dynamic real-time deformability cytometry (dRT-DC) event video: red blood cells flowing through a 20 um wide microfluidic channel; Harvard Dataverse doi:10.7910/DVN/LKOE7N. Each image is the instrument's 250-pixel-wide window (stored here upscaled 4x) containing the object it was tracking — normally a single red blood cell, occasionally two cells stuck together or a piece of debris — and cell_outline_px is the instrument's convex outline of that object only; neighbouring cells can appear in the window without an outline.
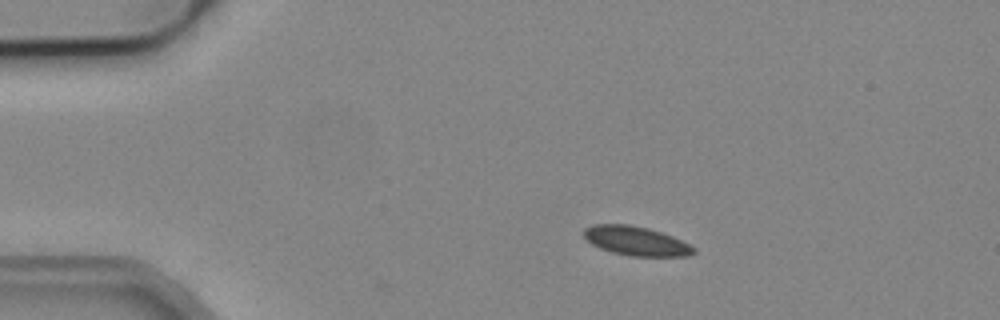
{"species": "common noctule bat (a hibernating species)", "species_latin": "Nyctalus noctula", "temperature_condition": "cold", "stored_images_in_passage": 5, "camera_frame_rate_fps": 3000, "um_per_image_px": 0.085, "animal": {"sex": "male", "body_mass_g": 19.2, "forearm_length_mm": 51.8}, "frame": {"image": 1, "passage_image": 1, "time_ms": 0.0, "image_size_px": [1000, 320], "cell_outline_px": [[696, 252], [692, 256], [632, 256], [612, 252], [600, 248], [592, 244], [584, 236], [584, 228], [592, 224], [628, 224], [648, 228], [672, 236], [696, 248]], "centroid_in_image_um": [54.07, 20.48], "position_along_channel_um": 30.9, "area_um2": 18.61}}
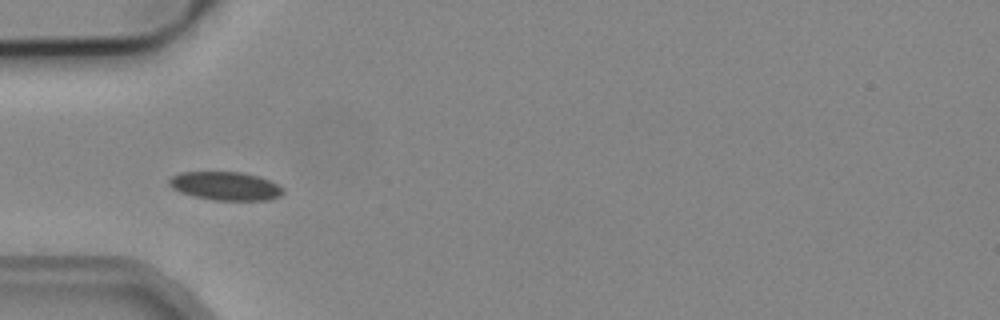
{"frame": {"image": 2, "passage_image": 3, "time_ms": 0.667, "image_size_px": [1000, 320], "cell_outline_px": [[284, 192], [280, 196], [268, 200], [216, 200], [192, 196], [180, 192], [172, 188], [168, 184], [168, 180], [172, 176], [180, 172], [240, 172], [260, 176], [284, 188]], "centroid_in_image_um": [19.15, 15.81], "position_along_channel_um": 65.8, "area_um2": 18.96}}